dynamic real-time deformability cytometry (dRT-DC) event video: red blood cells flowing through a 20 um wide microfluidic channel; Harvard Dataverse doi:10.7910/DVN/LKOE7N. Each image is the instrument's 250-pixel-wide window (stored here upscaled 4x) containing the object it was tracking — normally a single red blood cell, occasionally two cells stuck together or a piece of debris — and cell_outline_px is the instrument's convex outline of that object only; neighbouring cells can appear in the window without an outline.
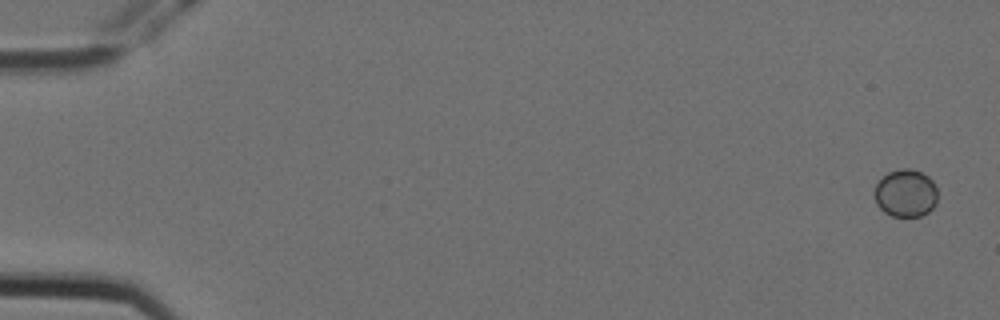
{"species": "Egyptian fruit bat (a non-hibernating species)", "species_latin": "Rousettus aegyptiacus", "temperature_condition": "cold", "stored_images_in_passage": 5, "camera_frame_rate_fps": 3000, "um_per_image_px": 0.085, "animal": {"sex": "female"}, "frame": {"image": 1, "passage_image": 1, "time_ms": 0.0, "image_size_px": [1000, 320], "cell_outline_px": [[936, 204], [928, 212], [920, 216], [892, 216], [884, 212], [876, 204], [876, 184], [888, 172], [900, 168], [912, 168], [928, 176], [932, 180], [936, 188]], "centroid_in_image_um": [76.99, 16.41], "position_along_channel_um": 8.0, "area_um2": 17.4}}